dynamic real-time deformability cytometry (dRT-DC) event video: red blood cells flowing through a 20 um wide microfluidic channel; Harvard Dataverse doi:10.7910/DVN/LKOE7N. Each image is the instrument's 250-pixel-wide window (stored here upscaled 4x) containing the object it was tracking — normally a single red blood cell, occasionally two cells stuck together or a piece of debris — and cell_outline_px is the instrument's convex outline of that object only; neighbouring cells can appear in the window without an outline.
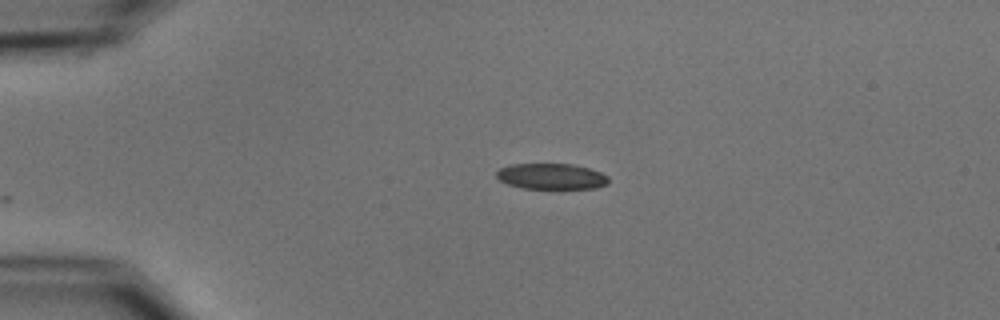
{"species": "common noctule bat (a hibernating species)", "species_latin": "Nyctalus noctula", "temperature_condition": "cold", "stored_images_in_passage": 3, "camera_frame_rate_fps": 3000, "um_per_image_px": 0.085, "animal": {"sex": "male", "body_mass_g": 15.6}, "frame": {"image": 1, "passage_image": 3, "time_ms": 2.333, "image_size_px": [1000, 320], "cell_outline_px": [[608, 184], [596, 188], [524, 188], [508, 184], [500, 180], [496, 176], [496, 172], [500, 168], [512, 164], [572, 164], [588, 168], [600, 172], [608, 176]], "centroid_in_image_um": [46.87, 14.99], "position_along_channel_um": 38.1, "area_um2": 16.7}}